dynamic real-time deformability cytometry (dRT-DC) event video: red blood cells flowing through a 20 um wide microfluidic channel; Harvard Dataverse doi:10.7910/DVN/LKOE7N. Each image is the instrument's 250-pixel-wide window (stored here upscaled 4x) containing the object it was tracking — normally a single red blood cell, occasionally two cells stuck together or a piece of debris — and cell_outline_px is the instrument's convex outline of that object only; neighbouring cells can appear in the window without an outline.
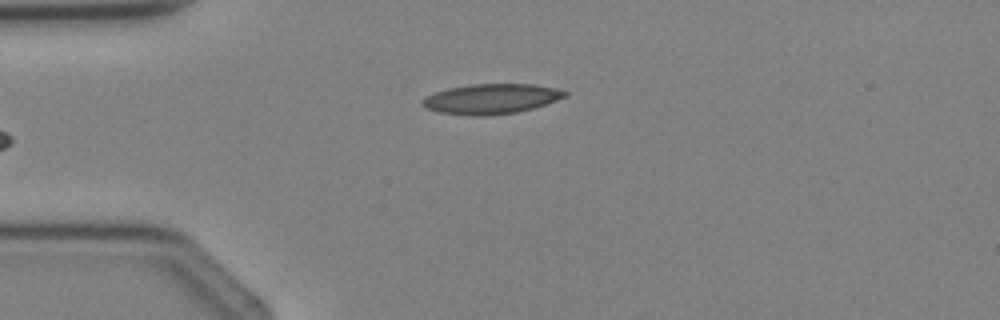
{"species": "Egyptian fruit bat (a non-hibernating species)", "species_latin": "Rousettus aegyptiacus", "temperature_condition": "cold", "stored_images_in_passage": 3, "camera_frame_rate_fps": 3000, "um_per_image_px": 0.085, "animal": {"sex": "female"}, "frame": {"image": 1, "passage_image": 3, "time_ms": 2.333, "image_size_px": [1000, 320], "cell_outline_px": [[568, 96], [532, 108], [516, 112], [488, 116], [472, 116], [440, 112], [428, 108], [420, 104], [420, 100], [424, 96], [448, 88], [472, 84], [532, 84], [556, 88], [568, 92]], "centroid_in_image_um": [41.73, 8.4], "position_along_channel_um": 43.3, "area_um2": 24.91}}